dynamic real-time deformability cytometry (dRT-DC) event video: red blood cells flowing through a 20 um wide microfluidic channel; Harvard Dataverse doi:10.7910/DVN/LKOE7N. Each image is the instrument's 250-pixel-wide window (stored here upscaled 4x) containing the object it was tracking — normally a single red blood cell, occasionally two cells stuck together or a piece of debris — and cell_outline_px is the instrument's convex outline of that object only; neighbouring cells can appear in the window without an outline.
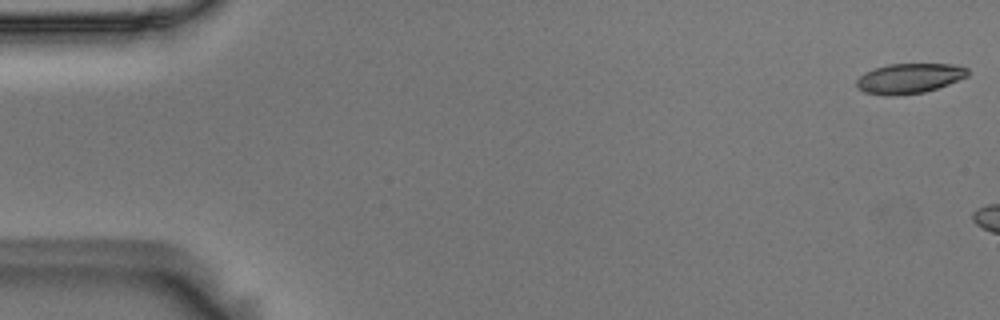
{"species": "Egyptian fruit bat (a non-hibernating species)", "species_latin": "Rousettus aegyptiacus", "temperature_condition": "room temperature", "stored_images_in_passage": 6, "camera_frame_rate_fps": 3000, "um_per_image_px": 0.085, "animal": {"sex": "male"}, "frame": {"image": 1, "passage_image": 1, "time_ms": 0.0, "image_size_px": [1000, 320], "cell_outline_px": [[968, 76], [948, 84], [924, 92], [896, 96], [884, 96], [864, 92], [856, 88], [856, 80], [864, 72], [888, 64], [956, 64], [968, 68]], "centroid_in_image_um": [77.26, 6.67], "position_along_channel_um": 7.7, "area_um2": 19.59}}